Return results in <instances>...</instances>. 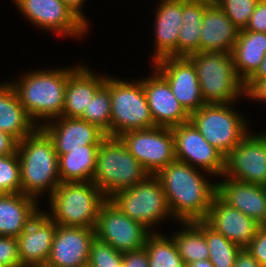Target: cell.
<instances>
[{
	"instance_id": "obj_1",
	"label": "cell",
	"mask_w": 266,
	"mask_h": 267,
	"mask_svg": "<svg viewBox=\"0 0 266 267\" xmlns=\"http://www.w3.org/2000/svg\"><path fill=\"white\" fill-rule=\"evenodd\" d=\"M155 176L161 182L169 209L176 222L180 224L206 219L213 199L217 195V183L210 181L209 173L175 160Z\"/></svg>"
},
{
	"instance_id": "obj_2",
	"label": "cell",
	"mask_w": 266,
	"mask_h": 267,
	"mask_svg": "<svg viewBox=\"0 0 266 267\" xmlns=\"http://www.w3.org/2000/svg\"><path fill=\"white\" fill-rule=\"evenodd\" d=\"M81 63L66 67L30 70L8 82L15 90L19 102L38 126L61 117L68 76ZM45 120V121H44Z\"/></svg>"
},
{
	"instance_id": "obj_3",
	"label": "cell",
	"mask_w": 266,
	"mask_h": 267,
	"mask_svg": "<svg viewBox=\"0 0 266 267\" xmlns=\"http://www.w3.org/2000/svg\"><path fill=\"white\" fill-rule=\"evenodd\" d=\"M17 153L21 173V193L37 200L45 194H48L46 196L48 198L61 183L58 155L52 139L38 127L32 134L18 142Z\"/></svg>"
},
{
	"instance_id": "obj_4",
	"label": "cell",
	"mask_w": 266,
	"mask_h": 267,
	"mask_svg": "<svg viewBox=\"0 0 266 267\" xmlns=\"http://www.w3.org/2000/svg\"><path fill=\"white\" fill-rule=\"evenodd\" d=\"M106 199L93 182H61L48 197L50 213H45L56 225L95 228Z\"/></svg>"
},
{
	"instance_id": "obj_5",
	"label": "cell",
	"mask_w": 266,
	"mask_h": 267,
	"mask_svg": "<svg viewBox=\"0 0 266 267\" xmlns=\"http://www.w3.org/2000/svg\"><path fill=\"white\" fill-rule=\"evenodd\" d=\"M148 176L149 173L118 137L107 136L98 146L92 182L106 198L137 185Z\"/></svg>"
},
{
	"instance_id": "obj_6",
	"label": "cell",
	"mask_w": 266,
	"mask_h": 267,
	"mask_svg": "<svg viewBox=\"0 0 266 267\" xmlns=\"http://www.w3.org/2000/svg\"><path fill=\"white\" fill-rule=\"evenodd\" d=\"M187 58L196 69L205 103H236L245 97L244 82L237 76L232 53L197 52Z\"/></svg>"
},
{
	"instance_id": "obj_7",
	"label": "cell",
	"mask_w": 266,
	"mask_h": 267,
	"mask_svg": "<svg viewBox=\"0 0 266 267\" xmlns=\"http://www.w3.org/2000/svg\"><path fill=\"white\" fill-rule=\"evenodd\" d=\"M234 104L236 105V103H206L190 114V122L225 157L252 130L251 126L249 127L251 124H248L251 121L237 111Z\"/></svg>"
},
{
	"instance_id": "obj_8",
	"label": "cell",
	"mask_w": 266,
	"mask_h": 267,
	"mask_svg": "<svg viewBox=\"0 0 266 267\" xmlns=\"http://www.w3.org/2000/svg\"><path fill=\"white\" fill-rule=\"evenodd\" d=\"M133 80L119 79L110 74L111 137L157 127L148 106L142 78Z\"/></svg>"
},
{
	"instance_id": "obj_9",
	"label": "cell",
	"mask_w": 266,
	"mask_h": 267,
	"mask_svg": "<svg viewBox=\"0 0 266 267\" xmlns=\"http://www.w3.org/2000/svg\"><path fill=\"white\" fill-rule=\"evenodd\" d=\"M109 199L125 215L141 223L151 232H155L156 228L161 227L168 219L175 220L161 182L155 175H149L137 185L116 192Z\"/></svg>"
},
{
	"instance_id": "obj_10",
	"label": "cell",
	"mask_w": 266,
	"mask_h": 267,
	"mask_svg": "<svg viewBox=\"0 0 266 267\" xmlns=\"http://www.w3.org/2000/svg\"><path fill=\"white\" fill-rule=\"evenodd\" d=\"M27 21L41 31L81 39L90 27L72 11L63 0H12Z\"/></svg>"
},
{
	"instance_id": "obj_11",
	"label": "cell",
	"mask_w": 266,
	"mask_h": 267,
	"mask_svg": "<svg viewBox=\"0 0 266 267\" xmlns=\"http://www.w3.org/2000/svg\"><path fill=\"white\" fill-rule=\"evenodd\" d=\"M94 230L98 240L110 244L121 253L144 248L152 233L144 225L125 215L109 198L99 209Z\"/></svg>"
},
{
	"instance_id": "obj_12",
	"label": "cell",
	"mask_w": 266,
	"mask_h": 267,
	"mask_svg": "<svg viewBox=\"0 0 266 267\" xmlns=\"http://www.w3.org/2000/svg\"><path fill=\"white\" fill-rule=\"evenodd\" d=\"M118 138L149 175H156L161 169L176 160L171 128L157 126L132 130L123 133Z\"/></svg>"
},
{
	"instance_id": "obj_13",
	"label": "cell",
	"mask_w": 266,
	"mask_h": 267,
	"mask_svg": "<svg viewBox=\"0 0 266 267\" xmlns=\"http://www.w3.org/2000/svg\"><path fill=\"white\" fill-rule=\"evenodd\" d=\"M175 157L180 162L221 178L225 172V156L213 147L190 122L172 127Z\"/></svg>"
},
{
	"instance_id": "obj_14",
	"label": "cell",
	"mask_w": 266,
	"mask_h": 267,
	"mask_svg": "<svg viewBox=\"0 0 266 267\" xmlns=\"http://www.w3.org/2000/svg\"><path fill=\"white\" fill-rule=\"evenodd\" d=\"M252 132L225 157L222 177L266 186V131Z\"/></svg>"
},
{
	"instance_id": "obj_15",
	"label": "cell",
	"mask_w": 266,
	"mask_h": 267,
	"mask_svg": "<svg viewBox=\"0 0 266 267\" xmlns=\"http://www.w3.org/2000/svg\"><path fill=\"white\" fill-rule=\"evenodd\" d=\"M151 66L168 82L172 94L189 114L206 104L196 69L187 57H165Z\"/></svg>"
},
{
	"instance_id": "obj_16",
	"label": "cell",
	"mask_w": 266,
	"mask_h": 267,
	"mask_svg": "<svg viewBox=\"0 0 266 267\" xmlns=\"http://www.w3.org/2000/svg\"><path fill=\"white\" fill-rule=\"evenodd\" d=\"M94 228L56 225L51 252L46 265L50 267H83L95 240Z\"/></svg>"
},
{
	"instance_id": "obj_17",
	"label": "cell",
	"mask_w": 266,
	"mask_h": 267,
	"mask_svg": "<svg viewBox=\"0 0 266 267\" xmlns=\"http://www.w3.org/2000/svg\"><path fill=\"white\" fill-rule=\"evenodd\" d=\"M142 83L156 126L172 128L190 121V114L172 94L168 82L154 68L149 76L142 78Z\"/></svg>"
},
{
	"instance_id": "obj_18",
	"label": "cell",
	"mask_w": 266,
	"mask_h": 267,
	"mask_svg": "<svg viewBox=\"0 0 266 267\" xmlns=\"http://www.w3.org/2000/svg\"><path fill=\"white\" fill-rule=\"evenodd\" d=\"M52 139L57 155L85 145H100L107 137L98 126L79 118L58 117L41 127Z\"/></svg>"
},
{
	"instance_id": "obj_19",
	"label": "cell",
	"mask_w": 266,
	"mask_h": 267,
	"mask_svg": "<svg viewBox=\"0 0 266 267\" xmlns=\"http://www.w3.org/2000/svg\"><path fill=\"white\" fill-rule=\"evenodd\" d=\"M56 232V224L42 209L17 237L22 267L46 264Z\"/></svg>"
},
{
	"instance_id": "obj_20",
	"label": "cell",
	"mask_w": 266,
	"mask_h": 267,
	"mask_svg": "<svg viewBox=\"0 0 266 267\" xmlns=\"http://www.w3.org/2000/svg\"><path fill=\"white\" fill-rule=\"evenodd\" d=\"M204 221L242 249L250 244L260 226L246 214L227 205L217 195Z\"/></svg>"
},
{
	"instance_id": "obj_21",
	"label": "cell",
	"mask_w": 266,
	"mask_h": 267,
	"mask_svg": "<svg viewBox=\"0 0 266 267\" xmlns=\"http://www.w3.org/2000/svg\"><path fill=\"white\" fill-rule=\"evenodd\" d=\"M217 196L227 205L249 216L260 226L266 225V186L220 178Z\"/></svg>"
},
{
	"instance_id": "obj_22",
	"label": "cell",
	"mask_w": 266,
	"mask_h": 267,
	"mask_svg": "<svg viewBox=\"0 0 266 267\" xmlns=\"http://www.w3.org/2000/svg\"><path fill=\"white\" fill-rule=\"evenodd\" d=\"M154 20V49L151 63L165 58L177 57V39L182 25V0H159Z\"/></svg>"
},
{
	"instance_id": "obj_23",
	"label": "cell",
	"mask_w": 266,
	"mask_h": 267,
	"mask_svg": "<svg viewBox=\"0 0 266 267\" xmlns=\"http://www.w3.org/2000/svg\"><path fill=\"white\" fill-rule=\"evenodd\" d=\"M239 29L224 11L212 2L204 11L199 38V52L231 53L237 41Z\"/></svg>"
},
{
	"instance_id": "obj_24",
	"label": "cell",
	"mask_w": 266,
	"mask_h": 267,
	"mask_svg": "<svg viewBox=\"0 0 266 267\" xmlns=\"http://www.w3.org/2000/svg\"><path fill=\"white\" fill-rule=\"evenodd\" d=\"M106 74L92 71L82 63L68 76L62 117L79 118L105 83Z\"/></svg>"
},
{
	"instance_id": "obj_25",
	"label": "cell",
	"mask_w": 266,
	"mask_h": 267,
	"mask_svg": "<svg viewBox=\"0 0 266 267\" xmlns=\"http://www.w3.org/2000/svg\"><path fill=\"white\" fill-rule=\"evenodd\" d=\"M38 201L21 192L0 193V236L17 238L41 211Z\"/></svg>"
},
{
	"instance_id": "obj_26",
	"label": "cell",
	"mask_w": 266,
	"mask_h": 267,
	"mask_svg": "<svg viewBox=\"0 0 266 267\" xmlns=\"http://www.w3.org/2000/svg\"><path fill=\"white\" fill-rule=\"evenodd\" d=\"M37 128L8 80L0 82V131L10 134L19 142Z\"/></svg>"
},
{
	"instance_id": "obj_27",
	"label": "cell",
	"mask_w": 266,
	"mask_h": 267,
	"mask_svg": "<svg viewBox=\"0 0 266 267\" xmlns=\"http://www.w3.org/2000/svg\"><path fill=\"white\" fill-rule=\"evenodd\" d=\"M231 53L237 76L245 83L260 67L266 55V33L239 30Z\"/></svg>"
},
{
	"instance_id": "obj_28",
	"label": "cell",
	"mask_w": 266,
	"mask_h": 267,
	"mask_svg": "<svg viewBox=\"0 0 266 267\" xmlns=\"http://www.w3.org/2000/svg\"><path fill=\"white\" fill-rule=\"evenodd\" d=\"M207 0H182V25L177 39V57L199 52V38Z\"/></svg>"
},
{
	"instance_id": "obj_29",
	"label": "cell",
	"mask_w": 266,
	"mask_h": 267,
	"mask_svg": "<svg viewBox=\"0 0 266 267\" xmlns=\"http://www.w3.org/2000/svg\"><path fill=\"white\" fill-rule=\"evenodd\" d=\"M99 145H85L58 155L61 182H92Z\"/></svg>"
},
{
	"instance_id": "obj_30",
	"label": "cell",
	"mask_w": 266,
	"mask_h": 267,
	"mask_svg": "<svg viewBox=\"0 0 266 267\" xmlns=\"http://www.w3.org/2000/svg\"><path fill=\"white\" fill-rule=\"evenodd\" d=\"M180 229L171 236L185 264L209 259L205 238V221L181 222Z\"/></svg>"
},
{
	"instance_id": "obj_31",
	"label": "cell",
	"mask_w": 266,
	"mask_h": 267,
	"mask_svg": "<svg viewBox=\"0 0 266 267\" xmlns=\"http://www.w3.org/2000/svg\"><path fill=\"white\" fill-rule=\"evenodd\" d=\"M152 232L145 244L149 267H185L171 236L158 231Z\"/></svg>"
},
{
	"instance_id": "obj_32",
	"label": "cell",
	"mask_w": 266,
	"mask_h": 267,
	"mask_svg": "<svg viewBox=\"0 0 266 267\" xmlns=\"http://www.w3.org/2000/svg\"><path fill=\"white\" fill-rule=\"evenodd\" d=\"M79 119L98 126L107 136H111V96L110 76H106L105 83L96 91L92 101Z\"/></svg>"
},
{
	"instance_id": "obj_33",
	"label": "cell",
	"mask_w": 266,
	"mask_h": 267,
	"mask_svg": "<svg viewBox=\"0 0 266 267\" xmlns=\"http://www.w3.org/2000/svg\"><path fill=\"white\" fill-rule=\"evenodd\" d=\"M205 238L209 249V260L214 267H233L242 248L216 232L206 222Z\"/></svg>"
},
{
	"instance_id": "obj_34",
	"label": "cell",
	"mask_w": 266,
	"mask_h": 267,
	"mask_svg": "<svg viewBox=\"0 0 266 267\" xmlns=\"http://www.w3.org/2000/svg\"><path fill=\"white\" fill-rule=\"evenodd\" d=\"M21 192V173L17 151L0 156V193L14 194Z\"/></svg>"
},
{
	"instance_id": "obj_35",
	"label": "cell",
	"mask_w": 266,
	"mask_h": 267,
	"mask_svg": "<svg viewBox=\"0 0 266 267\" xmlns=\"http://www.w3.org/2000/svg\"><path fill=\"white\" fill-rule=\"evenodd\" d=\"M259 0H216L215 3L239 29H245Z\"/></svg>"
},
{
	"instance_id": "obj_36",
	"label": "cell",
	"mask_w": 266,
	"mask_h": 267,
	"mask_svg": "<svg viewBox=\"0 0 266 267\" xmlns=\"http://www.w3.org/2000/svg\"><path fill=\"white\" fill-rule=\"evenodd\" d=\"M88 265L90 267H123V253L95 238L91 244Z\"/></svg>"
},
{
	"instance_id": "obj_37",
	"label": "cell",
	"mask_w": 266,
	"mask_h": 267,
	"mask_svg": "<svg viewBox=\"0 0 266 267\" xmlns=\"http://www.w3.org/2000/svg\"><path fill=\"white\" fill-rule=\"evenodd\" d=\"M0 265L3 267H22L17 238L0 236Z\"/></svg>"
},
{
	"instance_id": "obj_38",
	"label": "cell",
	"mask_w": 266,
	"mask_h": 267,
	"mask_svg": "<svg viewBox=\"0 0 266 267\" xmlns=\"http://www.w3.org/2000/svg\"><path fill=\"white\" fill-rule=\"evenodd\" d=\"M246 249L261 267H266V225L259 226L254 238Z\"/></svg>"
},
{
	"instance_id": "obj_39",
	"label": "cell",
	"mask_w": 266,
	"mask_h": 267,
	"mask_svg": "<svg viewBox=\"0 0 266 267\" xmlns=\"http://www.w3.org/2000/svg\"><path fill=\"white\" fill-rule=\"evenodd\" d=\"M266 33V0H259L245 29Z\"/></svg>"
},
{
	"instance_id": "obj_40",
	"label": "cell",
	"mask_w": 266,
	"mask_h": 267,
	"mask_svg": "<svg viewBox=\"0 0 266 267\" xmlns=\"http://www.w3.org/2000/svg\"><path fill=\"white\" fill-rule=\"evenodd\" d=\"M245 97L266 104V79H248L244 83Z\"/></svg>"
},
{
	"instance_id": "obj_41",
	"label": "cell",
	"mask_w": 266,
	"mask_h": 267,
	"mask_svg": "<svg viewBox=\"0 0 266 267\" xmlns=\"http://www.w3.org/2000/svg\"><path fill=\"white\" fill-rule=\"evenodd\" d=\"M124 267H149L148 252L144 248L123 253Z\"/></svg>"
},
{
	"instance_id": "obj_42",
	"label": "cell",
	"mask_w": 266,
	"mask_h": 267,
	"mask_svg": "<svg viewBox=\"0 0 266 267\" xmlns=\"http://www.w3.org/2000/svg\"><path fill=\"white\" fill-rule=\"evenodd\" d=\"M18 141L10 134L0 131V156L13 154L17 151Z\"/></svg>"
},
{
	"instance_id": "obj_43",
	"label": "cell",
	"mask_w": 266,
	"mask_h": 267,
	"mask_svg": "<svg viewBox=\"0 0 266 267\" xmlns=\"http://www.w3.org/2000/svg\"><path fill=\"white\" fill-rule=\"evenodd\" d=\"M233 267H261L257 260L247 251L246 248L241 249L237 255Z\"/></svg>"
},
{
	"instance_id": "obj_44",
	"label": "cell",
	"mask_w": 266,
	"mask_h": 267,
	"mask_svg": "<svg viewBox=\"0 0 266 267\" xmlns=\"http://www.w3.org/2000/svg\"><path fill=\"white\" fill-rule=\"evenodd\" d=\"M86 0H63V2L72 10L74 13L83 20L89 27L90 22L87 19L88 17L82 11L83 6H85Z\"/></svg>"
},
{
	"instance_id": "obj_45",
	"label": "cell",
	"mask_w": 266,
	"mask_h": 267,
	"mask_svg": "<svg viewBox=\"0 0 266 267\" xmlns=\"http://www.w3.org/2000/svg\"><path fill=\"white\" fill-rule=\"evenodd\" d=\"M249 79H266V55L260 64V67Z\"/></svg>"
},
{
	"instance_id": "obj_46",
	"label": "cell",
	"mask_w": 266,
	"mask_h": 267,
	"mask_svg": "<svg viewBox=\"0 0 266 267\" xmlns=\"http://www.w3.org/2000/svg\"><path fill=\"white\" fill-rule=\"evenodd\" d=\"M185 267H214L209 259L199 260L190 264H185Z\"/></svg>"
},
{
	"instance_id": "obj_47",
	"label": "cell",
	"mask_w": 266,
	"mask_h": 267,
	"mask_svg": "<svg viewBox=\"0 0 266 267\" xmlns=\"http://www.w3.org/2000/svg\"><path fill=\"white\" fill-rule=\"evenodd\" d=\"M37 267H50V266L44 264V265H42V266H37Z\"/></svg>"
}]
</instances>
